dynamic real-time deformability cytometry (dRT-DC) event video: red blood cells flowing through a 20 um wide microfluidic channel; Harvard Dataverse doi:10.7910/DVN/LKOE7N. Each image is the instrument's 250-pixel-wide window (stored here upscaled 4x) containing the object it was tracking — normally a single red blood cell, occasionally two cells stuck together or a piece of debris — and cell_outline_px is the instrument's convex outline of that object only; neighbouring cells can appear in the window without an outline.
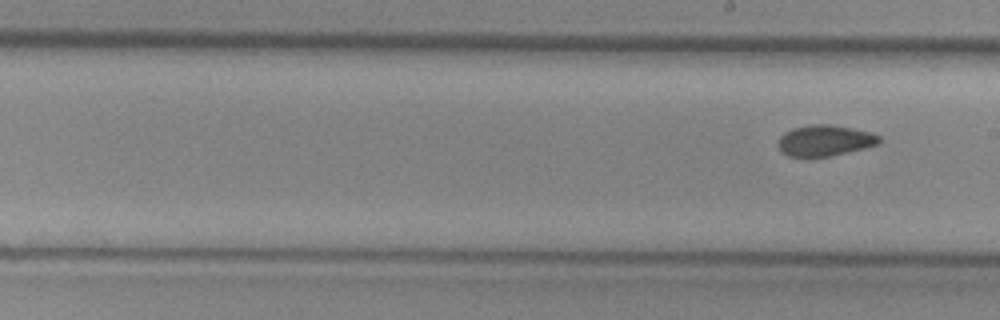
{"species": "common noctule bat (a hibernating species)", "species_latin": "Nyctalus noctula", "temperature_condition": "cold", "stored_images_in_passage": 9, "segment_of_instrument_passage": [2, 2], "camera_frame_rate_fps": 3000, "um_per_image_px": 0.085, "animal": {"sex": "female", "body_mass_g": 29.2, "forearm_length_mm": 56.3}, "frame": {"image": 1, "passage_image": 9, "time_ms": 2.667, "image_size_px": [1000, 320], "cell_outline_px": [[880, 144], [864, 148], [828, 156], [788, 156], [780, 148], [780, 136], [784, 132], [792, 128], [808, 124], [828, 124], [852, 128], [872, 132], [880, 136]], "centroid_in_image_um": [70.15, 11.92], "position_along_channel_um": 218.9, "area_um2": 18.03}}